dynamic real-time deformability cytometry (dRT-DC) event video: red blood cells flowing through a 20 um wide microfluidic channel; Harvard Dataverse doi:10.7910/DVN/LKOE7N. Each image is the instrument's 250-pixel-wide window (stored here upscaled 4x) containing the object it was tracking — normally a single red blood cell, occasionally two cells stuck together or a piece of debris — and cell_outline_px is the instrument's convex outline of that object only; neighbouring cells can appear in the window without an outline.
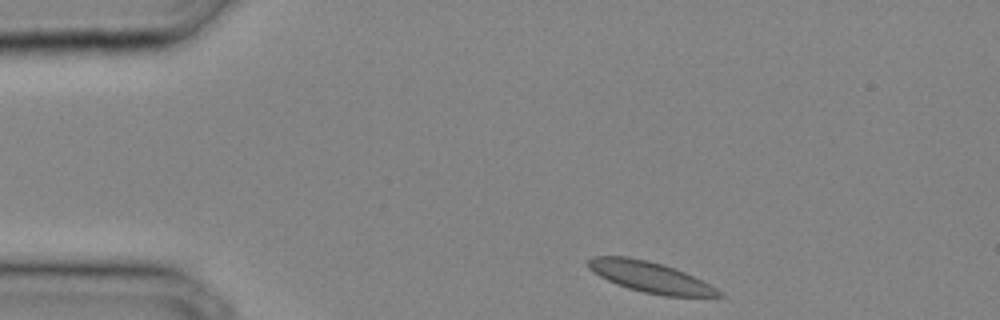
{"species": "common noctule bat (a hibernating species)", "species_latin": "Nyctalus noctula", "temperature_condition": "cold", "stored_images_in_passage": 28, "camera_frame_rate_fps": 3000, "um_per_image_px": 0.085, "animal": {"sex": "male", "body_mass_g": 20.4}, "frame": {"image": 1, "passage_image": 1, "time_ms": 0.0, "image_size_px": [1000, 320], "cell_outline_px": [[724, 296], [664, 296], [644, 292], [628, 288], [616, 284], [600, 276], [588, 268], [588, 260], [596, 256], [628, 256], [648, 260], [664, 264], [676, 268], [716, 288]], "centroid_in_image_um": [55.23, 23.53], "position_along_channel_um": 29.8, "area_um2": 23.12}}
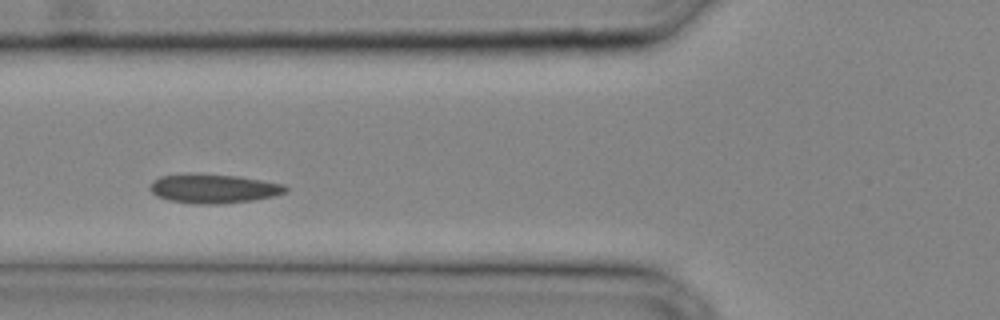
{"frame": {"image": 2, "passage_image": 8, "time_ms": 2.333, "image_size_px": [1000, 320], "cell_outline_px": [[288, 192], [276, 196], [252, 200], [216, 204], [200, 204], [168, 200], [156, 196], [148, 188], [152, 180], [160, 176], [184, 172], [236, 176], [284, 184], [288, 188]], "centroid_in_image_um": [18.11, 16.01], "position_along_channel_um": 107.7, "area_um2": 23.29}}
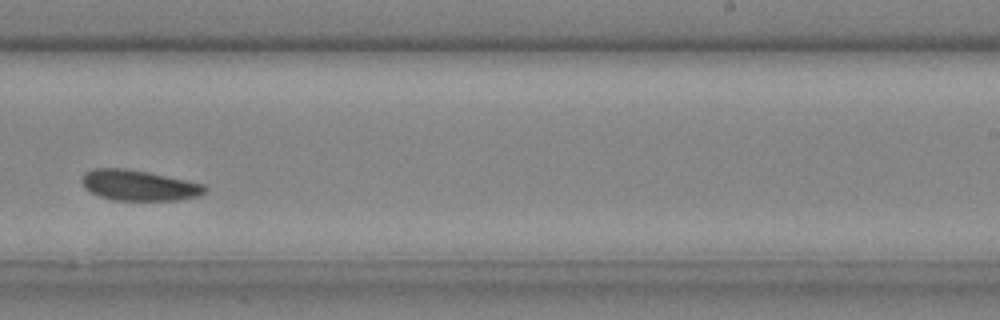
{"frame": {"image": 3, "passage_image": 17, "time_ms": 5.333, "image_size_px": [1000, 320], "cell_outline_px": [[208, 188], [200, 196], [180, 200], [112, 200], [100, 196], [84, 188], [84, 172], [92, 168], [124, 168], [148, 172], [204, 184]], "centroid_in_image_um": [11.83, 15.76], "position_along_channel_um": 277.2, "area_um2": 21.79}}